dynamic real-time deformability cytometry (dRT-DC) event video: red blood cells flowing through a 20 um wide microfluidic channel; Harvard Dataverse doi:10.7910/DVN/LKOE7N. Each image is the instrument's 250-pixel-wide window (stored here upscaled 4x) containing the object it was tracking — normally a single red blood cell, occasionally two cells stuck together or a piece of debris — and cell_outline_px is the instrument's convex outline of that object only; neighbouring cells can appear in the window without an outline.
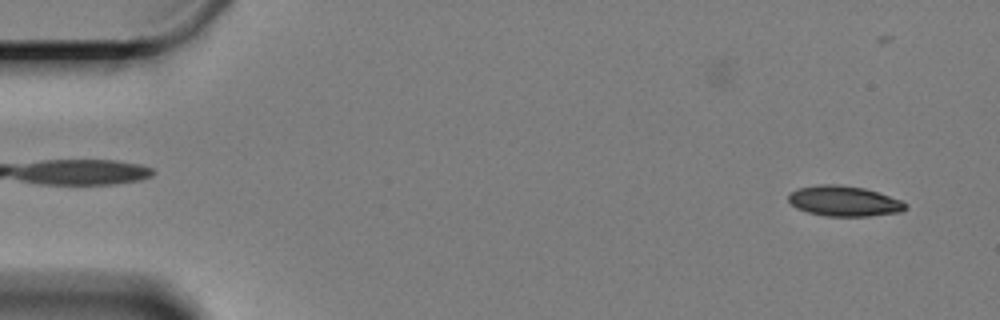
{"species": "Egyptian fruit bat (a non-hibernating species)", "species_latin": "Rousettus aegyptiacus", "temperature_condition": "cold", "stored_images_in_passage": 60, "camera_frame_rate_fps": 3000, "um_per_image_px": 0.085, "animal": {"sex": "female"}, "frame": {"image": 1, "passage_image": 3, "time_ms": 0.667, "image_size_px": [1000, 320], "cell_outline_px": [[908, 208], [900, 212], [868, 216], [828, 216], [808, 212], [796, 208], [788, 200], [788, 196], [796, 188], [816, 184], [840, 184], [864, 188], [900, 200], [908, 204]], "centroid_in_image_um": [71.73, 17.08], "position_along_channel_um": 13.3, "area_um2": 20.69}}
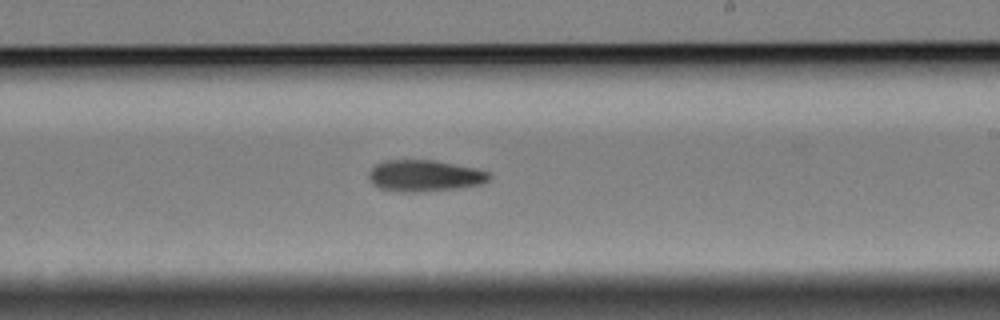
{"frame": {"image": 2, "passage_image": 35, "time_ms": 11.333, "image_size_px": [1000, 320], "cell_outline_px": [[492, 176], [484, 184], [460, 188], [416, 192], [400, 192], [380, 188], [372, 184], [368, 176], [368, 172], [376, 164], [384, 160], [436, 160], [476, 168], [488, 172]], "centroid_in_image_um": [36.1, 14.94], "position_along_channel_um": 252.9, "area_um2": 22.31}}
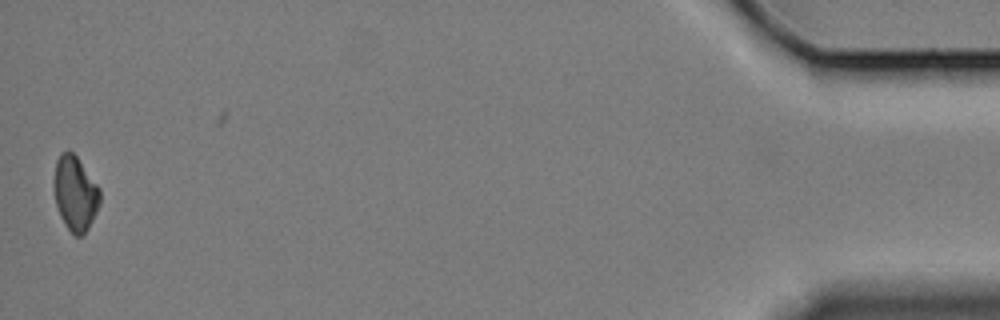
{"frame": {"image": 3, "passage_image": 59, "time_ms": 19.333, "image_size_px": [1000, 320], "cell_outline_px": [[100, 204], [84, 236], [72, 236], [64, 224], [60, 216], [56, 204], [52, 184], [56, 160], [60, 152], [68, 148], [76, 156], [100, 188]], "centroid_in_image_um": [6.36, 16.44], "position_along_channel_um": 428.8, "area_um2": 20.46}, "authors_computed_cell_mechanics": {"area_um2": 21.6172, "velocity_mm_per_s": 3.3065, "shape_relaxation_time_tau1_ms": 5.8549, "shape_relaxation_time_tau2_ms": null, "deformation_change_tau1": 0.1185, "deformation_change_tau2": null}}